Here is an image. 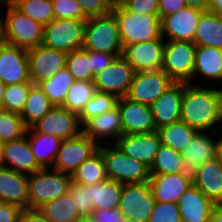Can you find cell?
Returning <instances> with one entry per match:
<instances>
[{
    "label": "cell",
    "instance_id": "obj_50",
    "mask_svg": "<svg viewBox=\"0 0 222 222\" xmlns=\"http://www.w3.org/2000/svg\"><path fill=\"white\" fill-rule=\"evenodd\" d=\"M114 54L90 51V60L94 75L103 71L115 60Z\"/></svg>",
    "mask_w": 222,
    "mask_h": 222
},
{
    "label": "cell",
    "instance_id": "obj_63",
    "mask_svg": "<svg viewBox=\"0 0 222 222\" xmlns=\"http://www.w3.org/2000/svg\"><path fill=\"white\" fill-rule=\"evenodd\" d=\"M127 0H115V6H121L124 4Z\"/></svg>",
    "mask_w": 222,
    "mask_h": 222
},
{
    "label": "cell",
    "instance_id": "obj_35",
    "mask_svg": "<svg viewBox=\"0 0 222 222\" xmlns=\"http://www.w3.org/2000/svg\"><path fill=\"white\" fill-rule=\"evenodd\" d=\"M38 209L50 222H76L81 217L69 193L43 204Z\"/></svg>",
    "mask_w": 222,
    "mask_h": 222
},
{
    "label": "cell",
    "instance_id": "obj_59",
    "mask_svg": "<svg viewBox=\"0 0 222 222\" xmlns=\"http://www.w3.org/2000/svg\"><path fill=\"white\" fill-rule=\"evenodd\" d=\"M5 168L3 143H0V169Z\"/></svg>",
    "mask_w": 222,
    "mask_h": 222
},
{
    "label": "cell",
    "instance_id": "obj_1",
    "mask_svg": "<svg viewBox=\"0 0 222 222\" xmlns=\"http://www.w3.org/2000/svg\"><path fill=\"white\" fill-rule=\"evenodd\" d=\"M196 84L184 83L180 121L198 131H220L222 89Z\"/></svg>",
    "mask_w": 222,
    "mask_h": 222
},
{
    "label": "cell",
    "instance_id": "obj_53",
    "mask_svg": "<svg viewBox=\"0 0 222 222\" xmlns=\"http://www.w3.org/2000/svg\"><path fill=\"white\" fill-rule=\"evenodd\" d=\"M18 222H50L38 208H23Z\"/></svg>",
    "mask_w": 222,
    "mask_h": 222
},
{
    "label": "cell",
    "instance_id": "obj_14",
    "mask_svg": "<svg viewBox=\"0 0 222 222\" xmlns=\"http://www.w3.org/2000/svg\"><path fill=\"white\" fill-rule=\"evenodd\" d=\"M165 41L161 37L151 41L126 45L122 57L135 70H161L164 60Z\"/></svg>",
    "mask_w": 222,
    "mask_h": 222
},
{
    "label": "cell",
    "instance_id": "obj_52",
    "mask_svg": "<svg viewBox=\"0 0 222 222\" xmlns=\"http://www.w3.org/2000/svg\"><path fill=\"white\" fill-rule=\"evenodd\" d=\"M159 18L169 16L186 7L184 0H158Z\"/></svg>",
    "mask_w": 222,
    "mask_h": 222
},
{
    "label": "cell",
    "instance_id": "obj_5",
    "mask_svg": "<svg viewBox=\"0 0 222 222\" xmlns=\"http://www.w3.org/2000/svg\"><path fill=\"white\" fill-rule=\"evenodd\" d=\"M71 175L43 168L28 175L29 208H39L68 193Z\"/></svg>",
    "mask_w": 222,
    "mask_h": 222
},
{
    "label": "cell",
    "instance_id": "obj_38",
    "mask_svg": "<svg viewBox=\"0 0 222 222\" xmlns=\"http://www.w3.org/2000/svg\"><path fill=\"white\" fill-rule=\"evenodd\" d=\"M149 169L150 174H174L183 172L182 153L161 144Z\"/></svg>",
    "mask_w": 222,
    "mask_h": 222
},
{
    "label": "cell",
    "instance_id": "obj_20",
    "mask_svg": "<svg viewBox=\"0 0 222 222\" xmlns=\"http://www.w3.org/2000/svg\"><path fill=\"white\" fill-rule=\"evenodd\" d=\"M124 154L143 162L149 168L161 145L157 131L141 134H123L114 143Z\"/></svg>",
    "mask_w": 222,
    "mask_h": 222
},
{
    "label": "cell",
    "instance_id": "obj_44",
    "mask_svg": "<svg viewBox=\"0 0 222 222\" xmlns=\"http://www.w3.org/2000/svg\"><path fill=\"white\" fill-rule=\"evenodd\" d=\"M68 193L71 195L79 215L81 217L91 216L94 209L90 196V185H80L72 181Z\"/></svg>",
    "mask_w": 222,
    "mask_h": 222
},
{
    "label": "cell",
    "instance_id": "obj_25",
    "mask_svg": "<svg viewBox=\"0 0 222 222\" xmlns=\"http://www.w3.org/2000/svg\"><path fill=\"white\" fill-rule=\"evenodd\" d=\"M178 206L182 222H211L216 204L192 185L181 195Z\"/></svg>",
    "mask_w": 222,
    "mask_h": 222
},
{
    "label": "cell",
    "instance_id": "obj_58",
    "mask_svg": "<svg viewBox=\"0 0 222 222\" xmlns=\"http://www.w3.org/2000/svg\"><path fill=\"white\" fill-rule=\"evenodd\" d=\"M217 157L222 162V137L217 139Z\"/></svg>",
    "mask_w": 222,
    "mask_h": 222
},
{
    "label": "cell",
    "instance_id": "obj_6",
    "mask_svg": "<svg viewBox=\"0 0 222 222\" xmlns=\"http://www.w3.org/2000/svg\"><path fill=\"white\" fill-rule=\"evenodd\" d=\"M102 145H99V149L104 157L107 179L122 184L150 181V169L147 165L128 157L113 142L112 145L107 144V147Z\"/></svg>",
    "mask_w": 222,
    "mask_h": 222
},
{
    "label": "cell",
    "instance_id": "obj_36",
    "mask_svg": "<svg viewBox=\"0 0 222 222\" xmlns=\"http://www.w3.org/2000/svg\"><path fill=\"white\" fill-rule=\"evenodd\" d=\"M74 79L65 67L53 75L50 79L37 85L45 93L54 106H62L67 91L72 86Z\"/></svg>",
    "mask_w": 222,
    "mask_h": 222
},
{
    "label": "cell",
    "instance_id": "obj_26",
    "mask_svg": "<svg viewBox=\"0 0 222 222\" xmlns=\"http://www.w3.org/2000/svg\"><path fill=\"white\" fill-rule=\"evenodd\" d=\"M192 181L216 205H222V162L218 157L199 165Z\"/></svg>",
    "mask_w": 222,
    "mask_h": 222
},
{
    "label": "cell",
    "instance_id": "obj_34",
    "mask_svg": "<svg viewBox=\"0 0 222 222\" xmlns=\"http://www.w3.org/2000/svg\"><path fill=\"white\" fill-rule=\"evenodd\" d=\"M157 132L162 145L182 152L185 146L194 138L198 130L188 126L183 121H178L158 128Z\"/></svg>",
    "mask_w": 222,
    "mask_h": 222
},
{
    "label": "cell",
    "instance_id": "obj_9",
    "mask_svg": "<svg viewBox=\"0 0 222 222\" xmlns=\"http://www.w3.org/2000/svg\"><path fill=\"white\" fill-rule=\"evenodd\" d=\"M156 201L150 183L123 184L118 205L127 222H148Z\"/></svg>",
    "mask_w": 222,
    "mask_h": 222
},
{
    "label": "cell",
    "instance_id": "obj_33",
    "mask_svg": "<svg viewBox=\"0 0 222 222\" xmlns=\"http://www.w3.org/2000/svg\"><path fill=\"white\" fill-rule=\"evenodd\" d=\"M53 107L54 105L51 103L45 93L39 88V86L33 85L30 88L28 99L20 115L25 126L27 128H31Z\"/></svg>",
    "mask_w": 222,
    "mask_h": 222
},
{
    "label": "cell",
    "instance_id": "obj_45",
    "mask_svg": "<svg viewBox=\"0 0 222 222\" xmlns=\"http://www.w3.org/2000/svg\"><path fill=\"white\" fill-rule=\"evenodd\" d=\"M54 18L87 20L77 0H51Z\"/></svg>",
    "mask_w": 222,
    "mask_h": 222
},
{
    "label": "cell",
    "instance_id": "obj_51",
    "mask_svg": "<svg viewBox=\"0 0 222 222\" xmlns=\"http://www.w3.org/2000/svg\"><path fill=\"white\" fill-rule=\"evenodd\" d=\"M21 210L18 205L0 202V222H18Z\"/></svg>",
    "mask_w": 222,
    "mask_h": 222
},
{
    "label": "cell",
    "instance_id": "obj_43",
    "mask_svg": "<svg viewBox=\"0 0 222 222\" xmlns=\"http://www.w3.org/2000/svg\"><path fill=\"white\" fill-rule=\"evenodd\" d=\"M33 85L32 83H19L6 86L1 109L21 114Z\"/></svg>",
    "mask_w": 222,
    "mask_h": 222
},
{
    "label": "cell",
    "instance_id": "obj_22",
    "mask_svg": "<svg viewBox=\"0 0 222 222\" xmlns=\"http://www.w3.org/2000/svg\"><path fill=\"white\" fill-rule=\"evenodd\" d=\"M82 133L94 140L98 145L106 143V138L114 140L113 142L115 143L123 135L118 105L100 116L89 119L82 126ZM101 138L105 139L102 143Z\"/></svg>",
    "mask_w": 222,
    "mask_h": 222
},
{
    "label": "cell",
    "instance_id": "obj_39",
    "mask_svg": "<svg viewBox=\"0 0 222 222\" xmlns=\"http://www.w3.org/2000/svg\"><path fill=\"white\" fill-rule=\"evenodd\" d=\"M66 68L74 81H93L94 73L90 60V50L83 48L73 50L67 54Z\"/></svg>",
    "mask_w": 222,
    "mask_h": 222
},
{
    "label": "cell",
    "instance_id": "obj_28",
    "mask_svg": "<svg viewBox=\"0 0 222 222\" xmlns=\"http://www.w3.org/2000/svg\"><path fill=\"white\" fill-rule=\"evenodd\" d=\"M199 78L222 81V49L212 46H197L192 80ZM194 78V79H193Z\"/></svg>",
    "mask_w": 222,
    "mask_h": 222
},
{
    "label": "cell",
    "instance_id": "obj_49",
    "mask_svg": "<svg viewBox=\"0 0 222 222\" xmlns=\"http://www.w3.org/2000/svg\"><path fill=\"white\" fill-rule=\"evenodd\" d=\"M90 217L93 222H127L118 208L93 210Z\"/></svg>",
    "mask_w": 222,
    "mask_h": 222
},
{
    "label": "cell",
    "instance_id": "obj_42",
    "mask_svg": "<svg viewBox=\"0 0 222 222\" xmlns=\"http://www.w3.org/2000/svg\"><path fill=\"white\" fill-rule=\"evenodd\" d=\"M16 8L43 26L54 19L51 0H19Z\"/></svg>",
    "mask_w": 222,
    "mask_h": 222
},
{
    "label": "cell",
    "instance_id": "obj_13",
    "mask_svg": "<svg viewBox=\"0 0 222 222\" xmlns=\"http://www.w3.org/2000/svg\"><path fill=\"white\" fill-rule=\"evenodd\" d=\"M0 79L6 86L31 83L26 49L0 40Z\"/></svg>",
    "mask_w": 222,
    "mask_h": 222
},
{
    "label": "cell",
    "instance_id": "obj_41",
    "mask_svg": "<svg viewBox=\"0 0 222 222\" xmlns=\"http://www.w3.org/2000/svg\"><path fill=\"white\" fill-rule=\"evenodd\" d=\"M26 131L19 113L0 109V143L18 140L26 135Z\"/></svg>",
    "mask_w": 222,
    "mask_h": 222
},
{
    "label": "cell",
    "instance_id": "obj_10",
    "mask_svg": "<svg viewBox=\"0 0 222 222\" xmlns=\"http://www.w3.org/2000/svg\"><path fill=\"white\" fill-rule=\"evenodd\" d=\"M99 149V145L83 133L76 137L61 140L53 170L71 175Z\"/></svg>",
    "mask_w": 222,
    "mask_h": 222
},
{
    "label": "cell",
    "instance_id": "obj_32",
    "mask_svg": "<svg viewBox=\"0 0 222 222\" xmlns=\"http://www.w3.org/2000/svg\"><path fill=\"white\" fill-rule=\"evenodd\" d=\"M123 184L107 179L104 182L90 185V196L93 201V209L118 208Z\"/></svg>",
    "mask_w": 222,
    "mask_h": 222
},
{
    "label": "cell",
    "instance_id": "obj_24",
    "mask_svg": "<svg viewBox=\"0 0 222 222\" xmlns=\"http://www.w3.org/2000/svg\"><path fill=\"white\" fill-rule=\"evenodd\" d=\"M5 168L30 175L43 169L37 162L27 134L15 141L3 143Z\"/></svg>",
    "mask_w": 222,
    "mask_h": 222
},
{
    "label": "cell",
    "instance_id": "obj_47",
    "mask_svg": "<svg viewBox=\"0 0 222 222\" xmlns=\"http://www.w3.org/2000/svg\"><path fill=\"white\" fill-rule=\"evenodd\" d=\"M122 6L131 13L159 15L158 0H127Z\"/></svg>",
    "mask_w": 222,
    "mask_h": 222
},
{
    "label": "cell",
    "instance_id": "obj_17",
    "mask_svg": "<svg viewBox=\"0 0 222 222\" xmlns=\"http://www.w3.org/2000/svg\"><path fill=\"white\" fill-rule=\"evenodd\" d=\"M117 105L123 134H141L157 131L149 105L132 101L126 96L119 97Z\"/></svg>",
    "mask_w": 222,
    "mask_h": 222
},
{
    "label": "cell",
    "instance_id": "obj_18",
    "mask_svg": "<svg viewBox=\"0 0 222 222\" xmlns=\"http://www.w3.org/2000/svg\"><path fill=\"white\" fill-rule=\"evenodd\" d=\"M217 132L219 133V131H198L189 144L185 146L181 152L184 174L193 177L199 165L217 157V141L213 139V135L218 134Z\"/></svg>",
    "mask_w": 222,
    "mask_h": 222
},
{
    "label": "cell",
    "instance_id": "obj_55",
    "mask_svg": "<svg viewBox=\"0 0 222 222\" xmlns=\"http://www.w3.org/2000/svg\"><path fill=\"white\" fill-rule=\"evenodd\" d=\"M187 7L197 8L207 11L208 0H184Z\"/></svg>",
    "mask_w": 222,
    "mask_h": 222
},
{
    "label": "cell",
    "instance_id": "obj_61",
    "mask_svg": "<svg viewBox=\"0 0 222 222\" xmlns=\"http://www.w3.org/2000/svg\"><path fill=\"white\" fill-rule=\"evenodd\" d=\"M76 222H93L90 216L80 217Z\"/></svg>",
    "mask_w": 222,
    "mask_h": 222
},
{
    "label": "cell",
    "instance_id": "obj_54",
    "mask_svg": "<svg viewBox=\"0 0 222 222\" xmlns=\"http://www.w3.org/2000/svg\"><path fill=\"white\" fill-rule=\"evenodd\" d=\"M207 11L222 18V0H208Z\"/></svg>",
    "mask_w": 222,
    "mask_h": 222
},
{
    "label": "cell",
    "instance_id": "obj_2",
    "mask_svg": "<svg viewBox=\"0 0 222 222\" xmlns=\"http://www.w3.org/2000/svg\"><path fill=\"white\" fill-rule=\"evenodd\" d=\"M6 16L1 14L0 40L29 50L42 45L44 26L31 19L16 7L5 8Z\"/></svg>",
    "mask_w": 222,
    "mask_h": 222
},
{
    "label": "cell",
    "instance_id": "obj_31",
    "mask_svg": "<svg viewBox=\"0 0 222 222\" xmlns=\"http://www.w3.org/2000/svg\"><path fill=\"white\" fill-rule=\"evenodd\" d=\"M72 181L80 185H92L107 180L102 151L98 149L72 174Z\"/></svg>",
    "mask_w": 222,
    "mask_h": 222
},
{
    "label": "cell",
    "instance_id": "obj_27",
    "mask_svg": "<svg viewBox=\"0 0 222 222\" xmlns=\"http://www.w3.org/2000/svg\"><path fill=\"white\" fill-rule=\"evenodd\" d=\"M0 202L28 208V175L12 169H0Z\"/></svg>",
    "mask_w": 222,
    "mask_h": 222
},
{
    "label": "cell",
    "instance_id": "obj_29",
    "mask_svg": "<svg viewBox=\"0 0 222 222\" xmlns=\"http://www.w3.org/2000/svg\"><path fill=\"white\" fill-rule=\"evenodd\" d=\"M26 134L38 164L42 168H52L61 139L50 134L37 133L32 128H27Z\"/></svg>",
    "mask_w": 222,
    "mask_h": 222
},
{
    "label": "cell",
    "instance_id": "obj_40",
    "mask_svg": "<svg viewBox=\"0 0 222 222\" xmlns=\"http://www.w3.org/2000/svg\"><path fill=\"white\" fill-rule=\"evenodd\" d=\"M118 97L111 93L97 91L84 106L82 112L78 115L81 126L89 119L102 115L110 111L117 105Z\"/></svg>",
    "mask_w": 222,
    "mask_h": 222
},
{
    "label": "cell",
    "instance_id": "obj_7",
    "mask_svg": "<svg viewBox=\"0 0 222 222\" xmlns=\"http://www.w3.org/2000/svg\"><path fill=\"white\" fill-rule=\"evenodd\" d=\"M86 20L52 19L44 26L42 45L68 54L83 47Z\"/></svg>",
    "mask_w": 222,
    "mask_h": 222
},
{
    "label": "cell",
    "instance_id": "obj_12",
    "mask_svg": "<svg viewBox=\"0 0 222 222\" xmlns=\"http://www.w3.org/2000/svg\"><path fill=\"white\" fill-rule=\"evenodd\" d=\"M135 70L122 57L115 60L94 77V85L97 91L111 93L119 97L127 96Z\"/></svg>",
    "mask_w": 222,
    "mask_h": 222
},
{
    "label": "cell",
    "instance_id": "obj_15",
    "mask_svg": "<svg viewBox=\"0 0 222 222\" xmlns=\"http://www.w3.org/2000/svg\"><path fill=\"white\" fill-rule=\"evenodd\" d=\"M31 83L37 85L50 79L66 67L67 54L56 49L38 45L27 50Z\"/></svg>",
    "mask_w": 222,
    "mask_h": 222
},
{
    "label": "cell",
    "instance_id": "obj_19",
    "mask_svg": "<svg viewBox=\"0 0 222 222\" xmlns=\"http://www.w3.org/2000/svg\"><path fill=\"white\" fill-rule=\"evenodd\" d=\"M204 11L185 7L176 13L161 18V36L164 40L193 42L196 27Z\"/></svg>",
    "mask_w": 222,
    "mask_h": 222
},
{
    "label": "cell",
    "instance_id": "obj_11",
    "mask_svg": "<svg viewBox=\"0 0 222 222\" xmlns=\"http://www.w3.org/2000/svg\"><path fill=\"white\" fill-rule=\"evenodd\" d=\"M174 83L162 69L135 72L126 97L150 106Z\"/></svg>",
    "mask_w": 222,
    "mask_h": 222
},
{
    "label": "cell",
    "instance_id": "obj_21",
    "mask_svg": "<svg viewBox=\"0 0 222 222\" xmlns=\"http://www.w3.org/2000/svg\"><path fill=\"white\" fill-rule=\"evenodd\" d=\"M183 94L184 82H175L150 105L156 129L180 121Z\"/></svg>",
    "mask_w": 222,
    "mask_h": 222
},
{
    "label": "cell",
    "instance_id": "obj_56",
    "mask_svg": "<svg viewBox=\"0 0 222 222\" xmlns=\"http://www.w3.org/2000/svg\"><path fill=\"white\" fill-rule=\"evenodd\" d=\"M211 222H222V205H216L213 209Z\"/></svg>",
    "mask_w": 222,
    "mask_h": 222
},
{
    "label": "cell",
    "instance_id": "obj_60",
    "mask_svg": "<svg viewBox=\"0 0 222 222\" xmlns=\"http://www.w3.org/2000/svg\"><path fill=\"white\" fill-rule=\"evenodd\" d=\"M5 87L6 85L0 79V109L2 108Z\"/></svg>",
    "mask_w": 222,
    "mask_h": 222
},
{
    "label": "cell",
    "instance_id": "obj_62",
    "mask_svg": "<svg viewBox=\"0 0 222 222\" xmlns=\"http://www.w3.org/2000/svg\"><path fill=\"white\" fill-rule=\"evenodd\" d=\"M111 8L115 7V0H104Z\"/></svg>",
    "mask_w": 222,
    "mask_h": 222
},
{
    "label": "cell",
    "instance_id": "obj_37",
    "mask_svg": "<svg viewBox=\"0 0 222 222\" xmlns=\"http://www.w3.org/2000/svg\"><path fill=\"white\" fill-rule=\"evenodd\" d=\"M97 89L93 81H74L67 91L62 107L79 115L86 103L94 97Z\"/></svg>",
    "mask_w": 222,
    "mask_h": 222
},
{
    "label": "cell",
    "instance_id": "obj_23",
    "mask_svg": "<svg viewBox=\"0 0 222 222\" xmlns=\"http://www.w3.org/2000/svg\"><path fill=\"white\" fill-rule=\"evenodd\" d=\"M150 175L154 199L159 202L178 203L181 195L193 185L192 177L183 172Z\"/></svg>",
    "mask_w": 222,
    "mask_h": 222
},
{
    "label": "cell",
    "instance_id": "obj_8",
    "mask_svg": "<svg viewBox=\"0 0 222 222\" xmlns=\"http://www.w3.org/2000/svg\"><path fill=\"white\" fill-rule=\"evenodd\" d=\"M196 47L191 41L165 40L163 72L174 82L193 84Z\"/></svg>",
    "mask_w": 222,
    "mask_h": 222
},
{
    "label": "cell",
    "instance_id": "obj_57",
    "mask_svg": "<svg viewBox=\"0 0 222 222\" xmlns=\"http://www.w3.org/2000/svg\"><path fill=\"white\" fill-rule=\"evenodd\" d=\"M19 0H0V6L9 8V7H16Z\"/></svg>",
    "mask_w": 222,
    "mask_h": 222
},
{
    "label": "cell",
    "instance_id": "obj_4",
    "mask_svg": "<svg viewBox=\"0 0 222 222\" xmlns=\"http://www.w3.org/2000/svg\"><path fill=\"white\" fill-rule=\"evenodd\" d=\"M83 49L94 52L122 56L123 45L118 23L110 12L104 16L90 17L86 20Z\"/></svg>",
    "mask_w": 222,
    "mask_h": 222
},
{
    "label": "cell",
    "instance_id": "obj_30",
    "mask_svg": "<svg viewBox=\"0 0 222 222\" xmlns=\"http://www.w3.org/2000/svg\"><path fill=\"white\" fill-rule=\"evenodd\" d=\"M193 42L196 46H212L222 49V18L204 11L196 27Z\"/></svg>",
    "mask_w": 222,
    "mask_h": 222
},
{
    "label": "cell",
    "instance_id": "obj_3",
    "mask_svg": "<svg viewBox=\"0 0 222 222\" xmlns=\"http://www.w3.org/2000/svg\"><path fill=\"white\" fill-rule=\"evenodd\" d=\"M118 23L123 48L126 45L161 38L159 15L136 14L127 11L122 5L111 9Z\"/></svg>",
    "mask_w": 222,
    "mask_h": 222
},
{
    "label": "cell",
    "instance_id": "obj_46",
    "mask_svg": "<svg viewBox=\"0 0 222 222\" xmlns=\"http://www.w3.org/2000/svg\"><path fill=\"white\" fill-rule=\"evenodd\" d=\"M148 222H182L178 203L156 201Z\"/></svg>",
    "mask_w": 222,
    "mask_h": 222
},
{
    "label": "cell",
    "instance_id": "obj_48",
    "mask_svg": "<svg viewBox=\"0 0 222 222\" xmlns=\"http://www.w3.org/2000/svg\"><path fill=\"white\" fill-rule=\"evenodd\" d=\"M87 18L104 16L111 12V7L104 0H77Z\"/></svg>",
    "mask_w": 222,
    "mask_h": 222
},
{
    "label": "cell",
    "instance_id": "obj_16",
    "mask_svg": "<svg viewBox=\"0 0 222 222\" xmlns=\"http://www.w3.org/2000/svg\"><path fill=\"white\" fill-rule=\"evenodd\" d=\"M31 128L37 133L50 134L61 140L70 139L82 133L78 115L62 106H54Z\"/></svg>",
    "mask_w": 222,
    "mask_h": 222
}]
</instances>
